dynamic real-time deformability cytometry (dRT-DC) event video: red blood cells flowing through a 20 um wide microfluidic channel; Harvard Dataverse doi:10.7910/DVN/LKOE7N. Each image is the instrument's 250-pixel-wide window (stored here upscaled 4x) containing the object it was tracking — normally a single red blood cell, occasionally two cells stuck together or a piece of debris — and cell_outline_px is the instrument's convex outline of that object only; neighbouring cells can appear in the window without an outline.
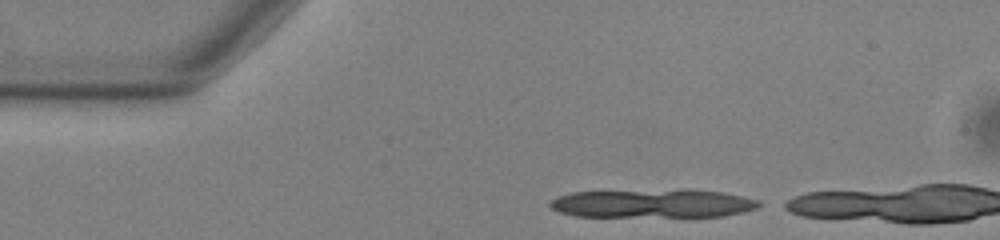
{"species": "common noctule bat (a hibernating species)", "species_latin": "Nyctalus noctula", "temperature_condition": "warm", "stored_images_in_passage": 5, "camera_frame_rate_fps": 3000, "um_per_image_px": 0.085, "animal": {"sex": "male", "body_mass_g": 13.0, "forearm_length_mm": 53.1}, "frame": {"image": 1, "passage_image": 1, "time_ms": 0.0, "image_size_px": [1000, 240], "cell_outline_px": [[760, 204], [756, 208], [744, 212], [724, 216], [576, 216], [560, 212], [548, 208], [548, 200], [556, 196], [572, 192], [680, 188], [688, 188], [724, 192], [744, 196], [760, 200]], "centroid_in_image_um": [55.47, 17.26], "position_along_channel_um": 29.5, "area_um2": 35.66}}